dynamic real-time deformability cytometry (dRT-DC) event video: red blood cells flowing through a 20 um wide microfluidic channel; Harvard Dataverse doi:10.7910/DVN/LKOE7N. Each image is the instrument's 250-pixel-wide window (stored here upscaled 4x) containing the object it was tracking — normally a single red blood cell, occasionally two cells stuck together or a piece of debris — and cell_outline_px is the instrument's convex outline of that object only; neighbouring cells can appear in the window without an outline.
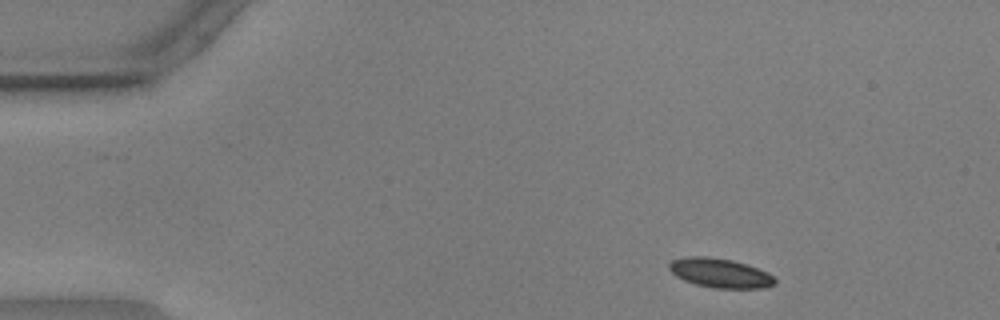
{"species": "common noctule bat (a hibernating species)", "species_latin": "Nyctalus noctula", "temperature_condition": "warm", "stored_images_in_passage": 51, "camera_frame_rate_fps": 3000, "um_per_image_px": 0.085, "animal": {"sex": "male", "body_mass_g": 17.9, "forearm_length_mm": 54.2}, "frame": {"image": 1, "passage_image": 3, "time_ms": 0.667, "image_size_px": [1000, 320], "cell_outline_px": [[776, 284], [764, 288], [712, 288], [696, 284], [684, 280], [676, 276], [668, 268], [668, 264], [672, 260], [684, 256], [708, 256], [732, 260], [768, 272], [776, 280]], "centroid_in_image_um": [61.18, 23.2], "position_along_channel_um": 23.8, "area_um2": 18.09}}
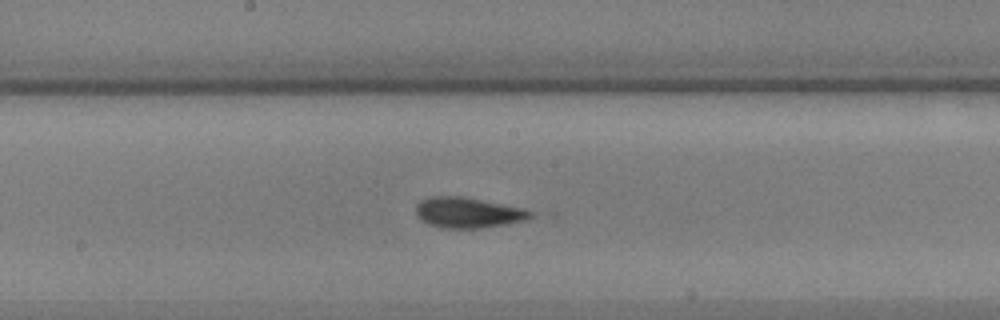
{"frame": {"image": 2, "passage_image": 25, "time_ms": 8.0, "image_size_px": [1000, 320], "cell_outline_px": [[532, 216], [524, 220], [504, 224], [480, 228], [444, 228], [428, 224], [416, 216], [416, 204], [420, 200], [428, 196], [460, 196], [524, 208], [532, 212]], "centroid_in_image_um": [39.72, 18.06], "position_along_channel_um": 208.5, "area_um2": 20.23}}
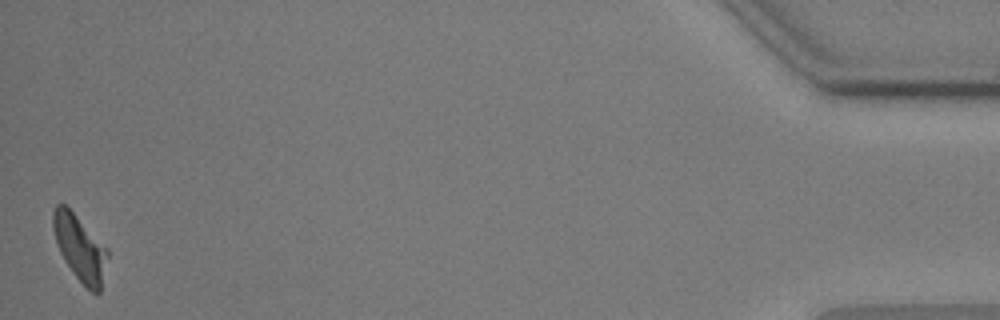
{"frame": {"image": 3, "passage_image": 51, "time_ms": 16.667, "image_size_px": [1000, 320], "cell_outline_px": [[108, 256], [100, 292], [96, 296], [72, 272], [64, 260], [60, 252], [52, 228], [52, 212], [56, 204], [64, 204], [108, 248]], "centroid_in_image_um": [6.79, 21.09], "position_along_channel_um": 428.4, "area_um2": 20.58}}